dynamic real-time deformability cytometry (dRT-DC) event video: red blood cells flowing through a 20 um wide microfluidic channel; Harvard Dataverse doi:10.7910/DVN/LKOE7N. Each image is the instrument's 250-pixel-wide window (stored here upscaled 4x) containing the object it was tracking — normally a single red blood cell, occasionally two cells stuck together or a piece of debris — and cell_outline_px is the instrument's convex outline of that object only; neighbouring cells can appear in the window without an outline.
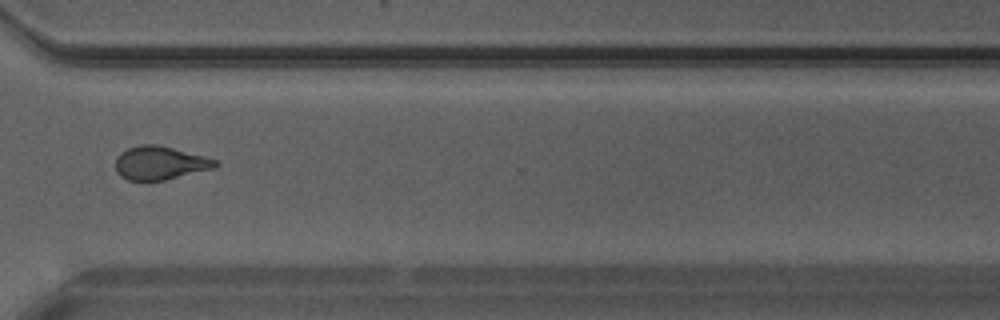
{"species": "Egyptian fruit bat (a non-hibernating species)", "species_latin": "Rousettus aegyptiacus", "temperature_condition": "warm", "stored_images_in_passage": 27, "camera_frame_rate_fps": 3000, "um_per_image_px": 0.085, "animal": {"sex": "male"}, "frame": {"image": 1, "passage_image": 20, "time_ms": 6.333, "image_size_px": [1000, 320], "cell_outline_px": [[220, 164], [212, 168], [164, 180], [128, 180], [120, 176], [116, 172], [116, 156], [120, 152], [128, 148], [140, 144], [156, 144], [204, 156], [216, 160]], "centroid_in_image_um": [13.55, 13.84], "position_along_channel_um": 357.1, "area_um2": 19.25}}